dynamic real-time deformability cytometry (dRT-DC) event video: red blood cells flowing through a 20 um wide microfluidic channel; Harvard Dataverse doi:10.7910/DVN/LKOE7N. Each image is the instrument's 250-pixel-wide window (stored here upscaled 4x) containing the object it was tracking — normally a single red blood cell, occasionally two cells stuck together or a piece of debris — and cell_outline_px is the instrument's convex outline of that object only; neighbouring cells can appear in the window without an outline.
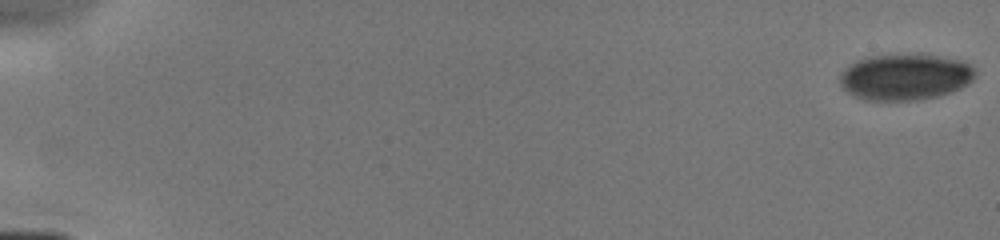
{"species": "human", "species_latin": "Homo sapiens", "temperature_condition": "cold", "stored_images_in_passage": 49, "camera_frame_rate_fps": 3000, "um_per_image_px": 0.085, "donor": {"sex": "male"}, "frame": {"image": 1, "passage_image": 1, "time_ms": 0.0, "image_size_px": [1000, 240], "cell_outline_px": [[976, 76], [968, 84], [960, 88], [936, 96], [916, 100], [864, 100], [852, 96], [840, 84], [840, 72], [844, 68], [856, 60], [872, 56], [936, 56], [960, 60], [976, 68]], "centroid_in_image_um": [76.91, 6.56], "position_along_channel_um": 8.1, "area_um2": 35.95}}
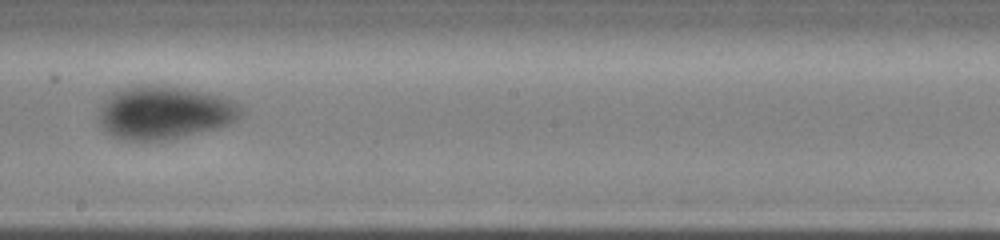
{"frame": {"image": 2, "passage_image": 29, "time_ms": 9.667, "image_size_px": [1000, 240], "cell_outline_px": [[244, 112], [236, 120], [228, 124], [216, 128], [164, 140], [124, 140], [112, 136], [104, 132], [100, 124], [100, 104], [116, 88], [132, 84], [164, 84], [208, 92], [232, 100], [240, 104], [244, 108]], "centroid_in_image_um": [13.94, 9.52], "position_along_channel_um": 234.3, "area_um2": 44.85}}
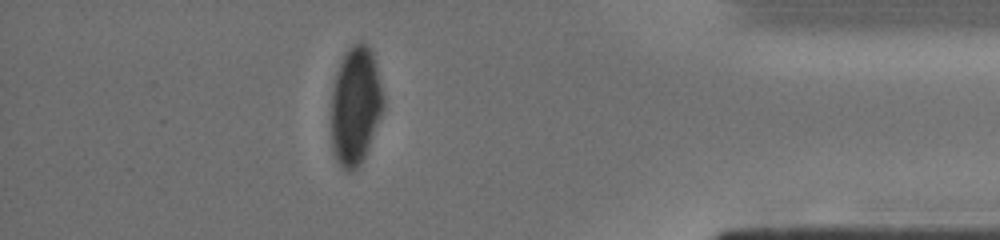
{"frame": {"image": 3, "passage_image": 44, "time_ms": 14.333, "image_size_px": [1000, 240], "cell_outline_px": [[384, 108], [368, 148], [360, 164], [352, 172], [348, 172], [336, 160], [332, 148], [332, 92], [336, 76], [340, 64], [348, 48], [352, 44], [360, 40], [368, 44], [372, 52], [376, 64], [384, 96]], "centroid_in_image_um": [30.23, 8.96], "position_along_channel_um": 405.0, "area_um2": 35.78}}